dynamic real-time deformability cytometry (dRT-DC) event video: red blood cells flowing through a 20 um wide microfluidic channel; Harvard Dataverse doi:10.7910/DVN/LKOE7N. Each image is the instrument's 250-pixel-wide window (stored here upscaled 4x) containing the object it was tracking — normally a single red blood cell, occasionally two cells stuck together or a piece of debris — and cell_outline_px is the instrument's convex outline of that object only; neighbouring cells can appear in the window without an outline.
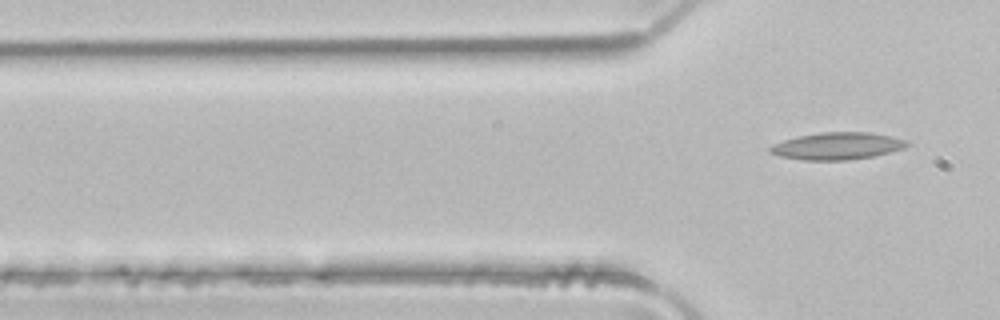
{"species": "common noctule bat (a hibernating species)", "species_latin": "Nyctalus noctula", "temperature_condition": "room temperature", "stored_images_in_passage": 6, "camera_frame_rate_fps": 3000, "um_per_image_px": 0.085, "animal": {"sex": "male", "body_mass_g": 21.5, "forearm_length_mm": 52.0}, "frame": {"image": 1, "passage_image": 6, "time_ms": 1.667, "image_size_px": [1000, 320], "cell_outline_px": [[912, 144], [904, 148], [872, 156], [848, 160], [804, 160], [780, 156], [768, 152], [768, 148], [772, 144], [796, 136], [820, 132], [868, 132], [908, 140]], "centroid_in_image_um": [71.14, 12.4], "position_along_channel_um": 54.7, "area_um2": 21.68}}